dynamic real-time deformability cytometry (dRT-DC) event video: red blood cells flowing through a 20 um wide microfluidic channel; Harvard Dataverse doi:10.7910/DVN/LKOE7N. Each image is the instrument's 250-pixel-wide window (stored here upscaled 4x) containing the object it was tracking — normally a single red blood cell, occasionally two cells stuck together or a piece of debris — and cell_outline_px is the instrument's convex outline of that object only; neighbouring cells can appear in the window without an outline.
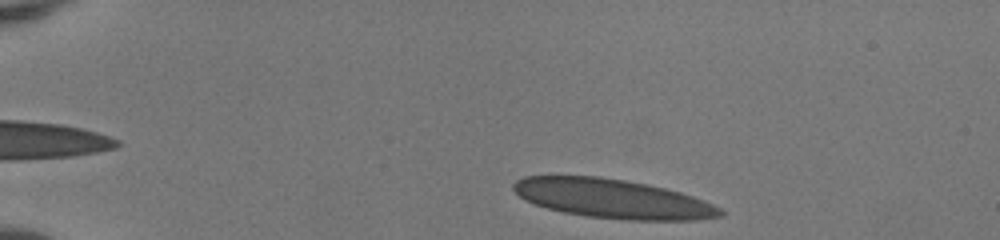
{"species": "human", "species_latin": "Homo sapiens", "temperature_condition": "room temperature", "stored_images_in_passage": 43, "camera_frame_rate_fps": 3000, "um_per_image_px": 0.085, "donor": {"sex": "female"}, "frame": {"image": 1, "passage_image": 2, "time_ms": 0.333, "image_size_px": [1000, 240], "cell_outline_px": [[724, 216], [696, 220], [628, 220], [588, 216], [564, 212], [548, 208], [524, 200], [512, 188], [512, 184], [516, 180], [524, 176], [600, 176], [624, 180], [664, 188], [680, 192], [704, 200], [720, 208], [724, 212]], "centroid_in_image_um": [52.08, 16.89], "position_along_channel_um": 32.9, "area_um2": 46.93}}
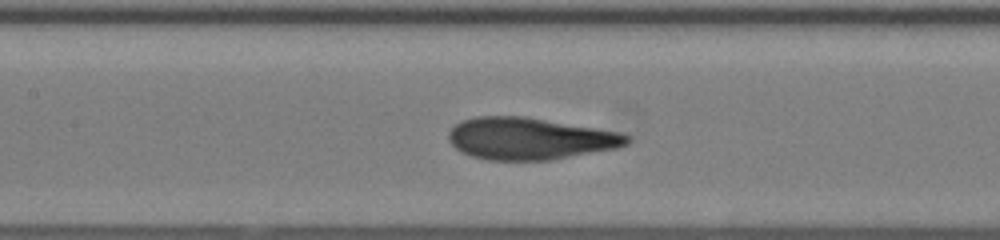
{"frame": {"image": 2, "passage_image": 18, "time_ms": 5.667, "image_size_px": [1000, 240], "cell_outline_px": [[632, 140], [628, 144], [616, 148], [552, 160], [488, 160], [472, 156], [456, 148], [448, 140], [448, 132], [460, 120], [476, 116], [524, 116], [620, 132], [632, 136]], "centroid_in_image_um": [45.05, 11.77], "position_along_channel_um": 162.4, "area_um2": 43.7}}
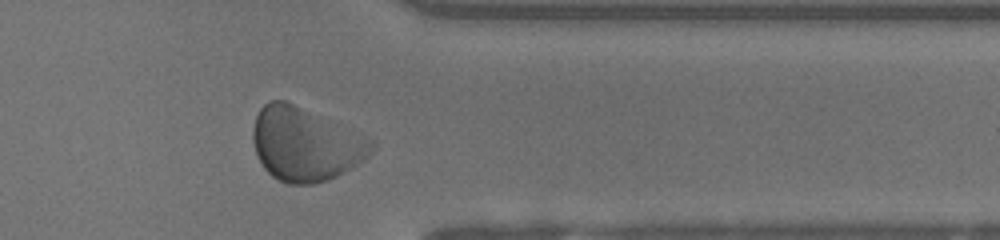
{"frame": {"image": 3, "passage_image": 35, "time_ms": 11.333, "image_size_px": [1000, 240], "cell_outline_px": [[376, 144], [368, 156], [364, 160], [336, 176], [328, 180], [316, 184], [288, 184], [272, 176], [264, 168], [256, 152], [252, 140], [252, 128], [256, 116], [260, 108], [268, 100], [284, 100], [372, 140]], "centroid_in_image_um": [25.9, 12.28], "position_along_channel_um": 385.5, "area_um2": 50.0}, "authors_computed_cell_mechanics": {"area_um2": 46.4712, "velocity_mm_per_s": 4.0, "shape_relaxation_time_tau1_ms": 2.6868, "shape_relaxation_time_tau2_ms": null, "deformation_change_tau1": 0.1479, "deformation_change_tau2": null}}